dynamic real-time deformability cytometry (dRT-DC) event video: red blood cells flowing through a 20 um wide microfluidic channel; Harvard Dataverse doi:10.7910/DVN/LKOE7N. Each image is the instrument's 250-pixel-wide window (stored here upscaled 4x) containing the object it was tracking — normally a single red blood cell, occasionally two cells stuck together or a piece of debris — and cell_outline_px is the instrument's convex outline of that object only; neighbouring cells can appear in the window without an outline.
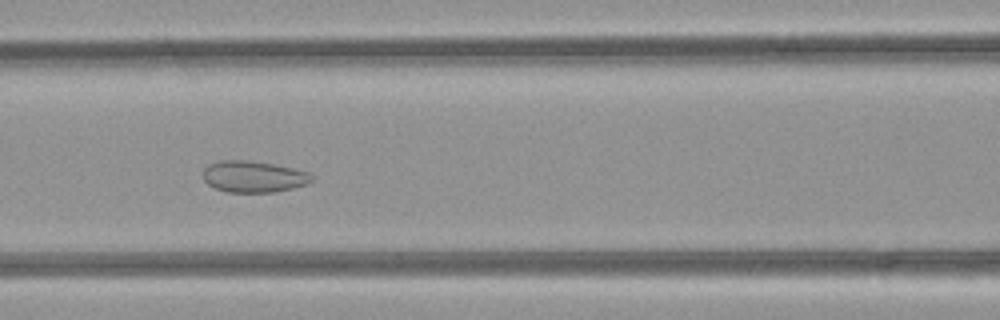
{"species": "common noctule bat (a hibernating species)", "species_latin": "Nyctalus noctula", "temperature_condition": "room temperature", "stored_images_in_passage": 34, "camera_frame_rate_fps": 3000, "um_per_image_px": 0.085, "animal": {"sex": "female", "body_mass_g": 21.9}, "frame": {"image": 1, "passage_image": 12, "time_ms": 3.667, "image_size_px": [1000, 320], "cell_outline_px": [[316, 180], [308, 184], [292, 188], [272, 192], [228, 192], [216, 188], [208, 184], [204, 180], [204, 168], [208, 164], [220, 160], [244, 160], [276, 164], [308, 172]], "centroid_in_image_um": [21.57, 15.01], "position_along_channel_um": 145.0, "area_um2": 19.94}}
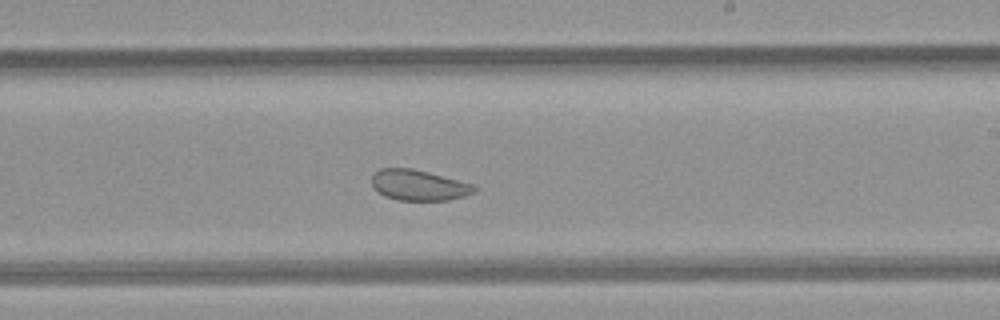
{"frame": {"image": 2, "passage_image": 20, "time_ms": 6.333, "image_size_px": [1000, 320], "cell_outline_px": [[476, 192], [464, 196], [448, 200], [396, 200], [384, 196], [376, 192], [372, 188], [372, 176], [380, 168], [412, 168], [476, 184]], "centroid_in_image_um": [35.59, 15.74], "position_along_channel_um": 253.4, "area_um2": 18.55}}
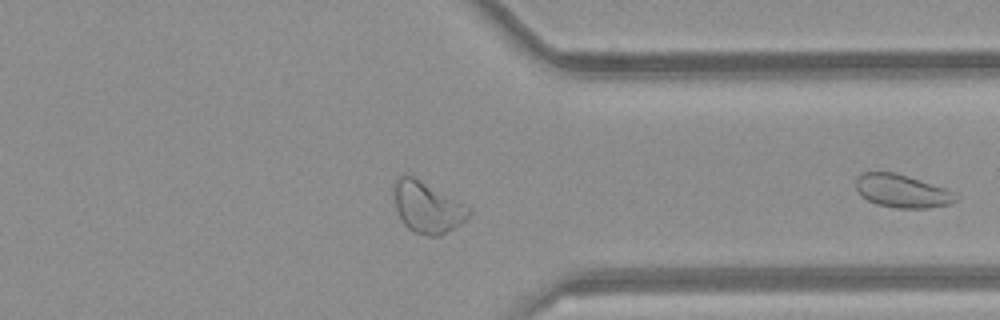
{"frame": {"image": 3, "passage_image": 26, "time_ms": 8.333, "image_size_px": [1000, 320], "cell_outline_px": [[472, 212], [460, 224], [436, 236], [428, 236], [416, 232], [408, 228], [400, 220], [396, 208], [392, 184], [396, 176], [412, 176], [472, 208]], "centroid_in_image_um": [36.28, 17.6], "position_along_channel_um": 375.1, "area_um2": 22.02}, "authors_computed_cell_mechanics": {"area_um2": 21.9929, "velocity_mm_per_s": 4.0789, "shape_relaxation_time_tau1_ms": null, "shape_relaxation_time_tau2_ms": 1.3981, "deformation_change_tau1": null, "deformation_change_tau2": 0.0657}}